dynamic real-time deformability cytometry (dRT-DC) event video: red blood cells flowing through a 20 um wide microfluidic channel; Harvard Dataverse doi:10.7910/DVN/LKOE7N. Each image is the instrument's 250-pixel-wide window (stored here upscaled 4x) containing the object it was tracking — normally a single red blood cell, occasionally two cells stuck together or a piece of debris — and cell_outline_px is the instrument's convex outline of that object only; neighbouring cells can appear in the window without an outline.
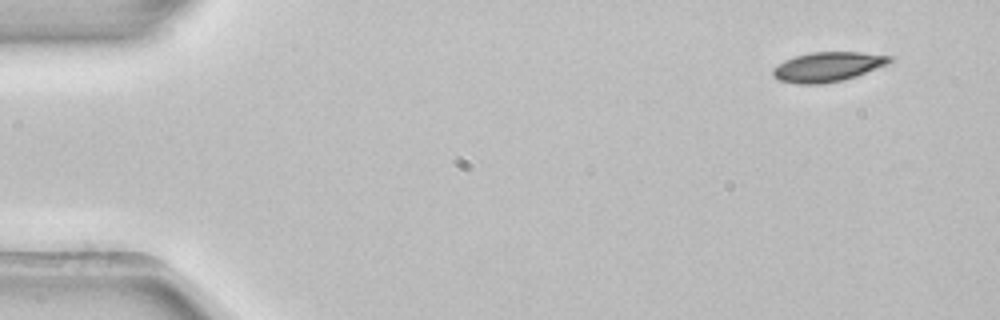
{"species": "common noctule bat (a hibernating species)", "species_latin": "Nyctalus noctula", "temperature_condition": "room temperature", "stored_images_in_passage": 4, "camera_frame_rate_fps": 3000, "um_per_image_px": 0.085, "animal": {"sex": "female", "body_mass_g": 22.7, "forearm_length_mm": 54.2}, "frame": {"image": 1, "passage_image": 1, "time_ms": 0.0, "image_size_px": [1000, 320], "cell_outline_px": [[892, 60], [888, 64], [856, 76], [844, 80], [820, 84], [796, 84], [780, 80], [772, 76], [772, 68], [784, 60], [796, 56], [812, 52], [860, 52], [892, 56]], "centroid_in_image_um": [70.34, 5.68], "position_along_channel_um": 14.7, "area_um2": 20.17}}
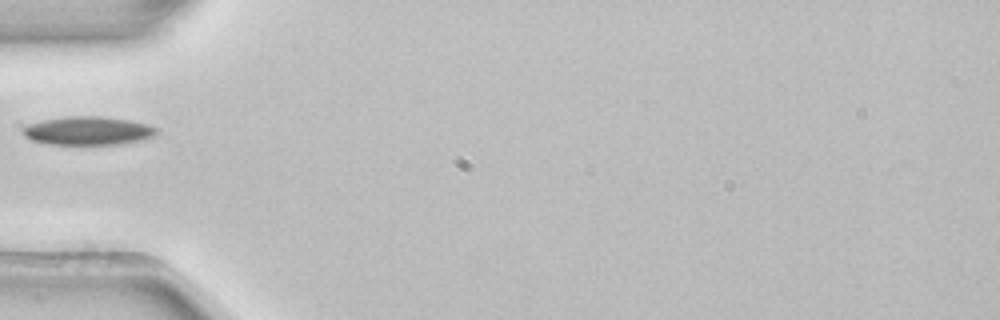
{"frame": {"image": 2, "passage_image": 4, "time_ms": 1.0, "image_size_px": [1000, 320], "cell_outline_px": [[156, 132], [152, 136], [140, 140], [116, 144], [48, 144], [32, 140], [24, 136], [24, 128], [28, 124], [44, 120], [68, 116], [100, 116], [128, 120], [144, 124], [156, 128]], "centroid_in_image_um": [7.43, 11.11], "position_along_channel_um": 77.6, "area_um2": 21.68}}